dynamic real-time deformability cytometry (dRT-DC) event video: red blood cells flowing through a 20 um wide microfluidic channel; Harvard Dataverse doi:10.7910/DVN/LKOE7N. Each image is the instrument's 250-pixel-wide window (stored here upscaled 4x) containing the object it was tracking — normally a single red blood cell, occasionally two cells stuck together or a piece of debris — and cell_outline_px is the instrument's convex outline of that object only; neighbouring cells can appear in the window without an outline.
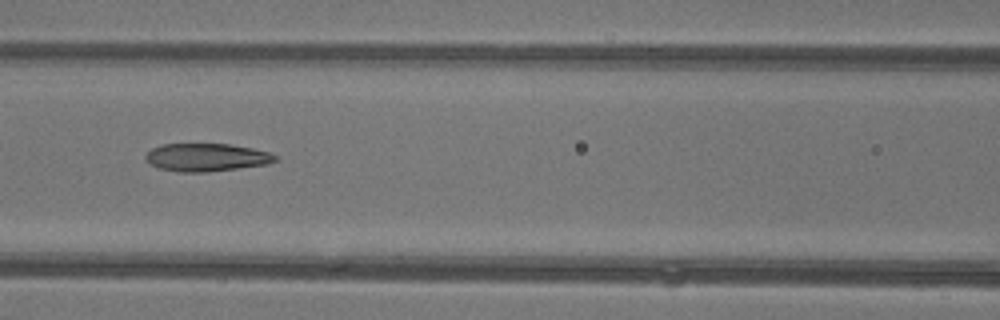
{"species": "common noctule bat (a hibernating species)", "species_latin": "Nyctalus noctula", "temperature_condition": "warm", "stored_images_in_passage": 37, "camera_frame_rate_fps": 3000, "um_per_image_px": 0.085, "animal": {"sex": "female"}, "frame": {"image": 1, "passage_image": 11, "time_ms": 3.333, "image_size_px": [1000, 320], "cell_outline_px": [[276, 160], [268, 164], [204, 172], [180, 172], [160, 168], [148, 164], [144, 160], [144, 156], [152, 148], [160, 144], [228, 144], [252, 148], [268, 152], [276, 156]], "centroid_in_image_um": [17.48, 13.37], "position_along_channel_um": 149.1, "area_um2": 20.98}}
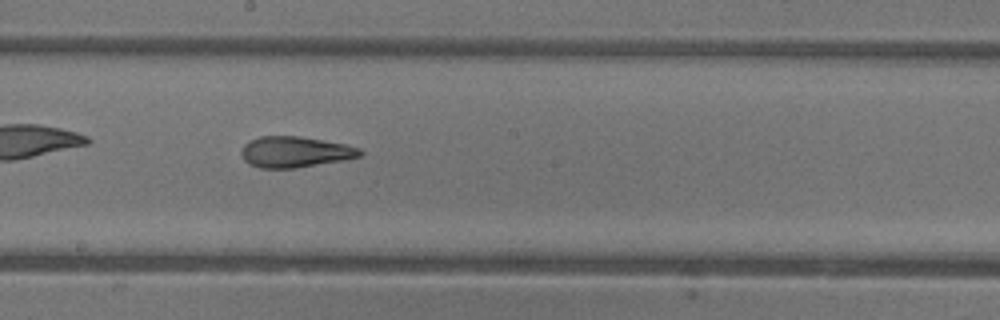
{"frame": {"image": 2, "passage_image": 16, "time_ms": 5.0, "image_size_px": [1000, 320], "cell_outline_px": [[364, 156], [344, 160], [296, 168], [260, 168], [248, 164], [244, 160], [240, 152], [244, 144], [260, 136], [296, 136], [344, 144], [360, 148], [364, 152]], "centroid_in_image_um": [25.09, 12.93], "position_along_channel_um": 223.1, "area_um2": 21.39}}
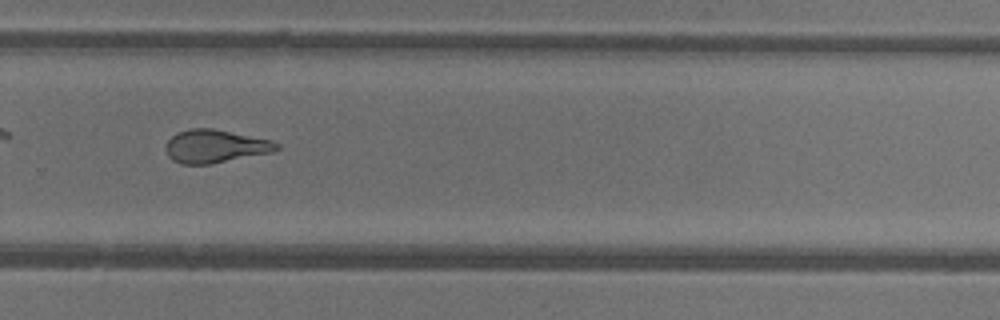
{"frame": {"image": 3, "passage_image": 22, "time_ms": 7.0, "image_size_px": [1000, 320], "cell_outline_px": [[280, 148], [272, 152], [208, 164], [180, 164], [172, 160], [168, 156], [164, 148], [168, 140], [176, 132], [188, 128], [212, 128], [272, 140], [280, 144]], "centroid_in_image_um": [18.26, 12.42], "position_along_channel_um": 311.5, "area_um2": 21.44}}